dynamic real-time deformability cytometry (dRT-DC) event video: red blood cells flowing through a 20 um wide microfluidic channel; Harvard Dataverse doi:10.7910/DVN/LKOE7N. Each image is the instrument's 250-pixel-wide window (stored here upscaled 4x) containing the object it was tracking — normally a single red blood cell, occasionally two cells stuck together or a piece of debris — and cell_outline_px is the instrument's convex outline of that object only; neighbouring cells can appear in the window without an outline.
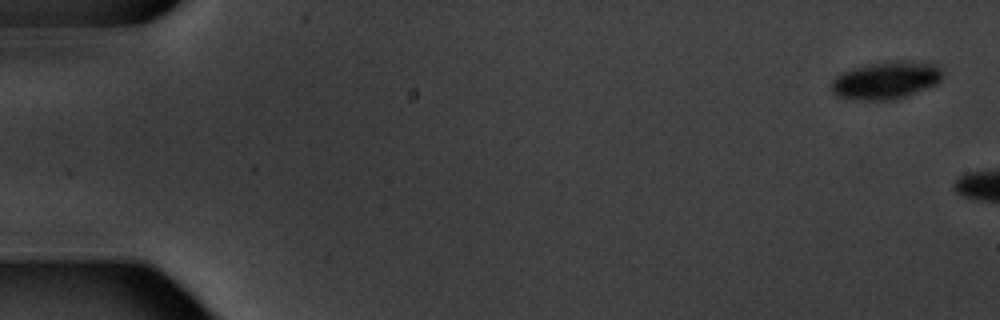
{"species": "common noctule bat (a hibernating species)", "species_latin": "Nyctalus noctula", "temperature_condition": "warm", "stored_images_in_passage": 2, "camera_frame_rate_fps": 3000, "um_per_image_px": 0.085, "animal": {"sex": "male", "body_mass_g": 20.1, "forearm_length_mm": 53.5}, "frame": {"image": 1, "passage_image": 1, "time_ms": 0.0, "image_size_px": [1000, 320], "cell_outline_px": [[940, 80], [936, 84], [896, 100], [864, 100], [836, 96], [832, 92], [832, 80], [836, 76], [844, 72], [868, 64], [892, 60], [932, 60], [940, 64]], "centroid_in_image_um": [75.38, 6.79], "position_along_channel_um": 9.6, "area_um2": 24.62}}